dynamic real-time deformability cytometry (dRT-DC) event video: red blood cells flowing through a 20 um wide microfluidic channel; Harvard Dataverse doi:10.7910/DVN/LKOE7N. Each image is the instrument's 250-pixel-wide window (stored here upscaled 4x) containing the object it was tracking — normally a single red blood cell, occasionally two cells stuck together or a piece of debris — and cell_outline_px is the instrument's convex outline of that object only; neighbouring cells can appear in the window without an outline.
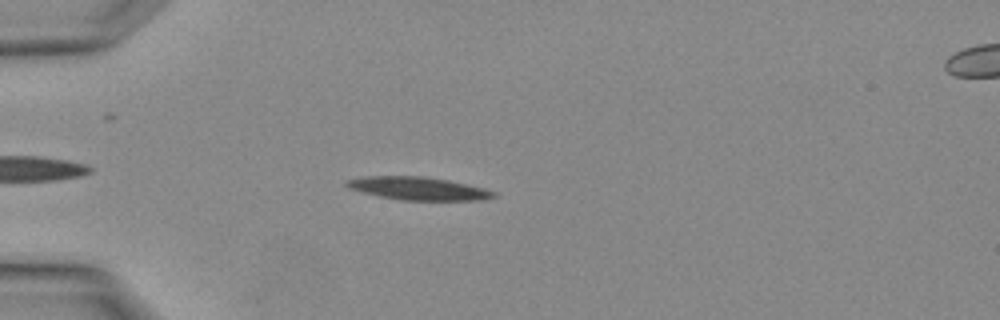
{"species": "Egyptian fruit bat (a non-hibernating species)", "species_latin": "Rousettus aegyptiacus", "temperature_condition": "warm", "stored_images_in_passage": 2, "segment_of_instrument_passage": [1, 2], "camera_frame_rate_fps": 3000, "um_per_image_px": 0.085, "animal": {"sex": "female"}, "frame": {"image": 1, "passage_image": 1, "time_ms": 0.0, "image_size_px": [1000, 320], "cell_outline_px": [[496, 196], [480, 200], [400, 200], [380, 196], [348, 188], [344, 184], [348, 180], [364, 176], [420, 176], [448, 180], [484, 188], [496, 192]], "centroid_in_image_um": [35.55, 16.02], "position_along_channel_um": 49.5, "area_um2": 19.48}}